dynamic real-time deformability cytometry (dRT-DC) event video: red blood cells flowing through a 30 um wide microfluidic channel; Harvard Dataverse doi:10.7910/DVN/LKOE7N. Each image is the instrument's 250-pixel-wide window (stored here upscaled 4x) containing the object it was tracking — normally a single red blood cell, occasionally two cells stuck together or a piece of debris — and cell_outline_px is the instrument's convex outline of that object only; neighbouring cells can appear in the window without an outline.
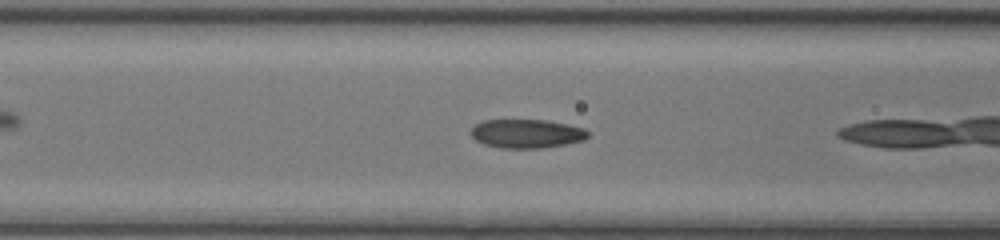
{"species": "common noctule bat (a hibernating species)", "species_latin": "Nyctalus noctula", "temperature_condition": "room temperature", "stored_images_in_passage": 4, "camera_frame_rate_fps": 3000, "um_per_image_px": 0.085, "animal": {"sex": "female", "body_mass_g": 17.0, "forearm_length_mm": 48.0}, "frame": {"image": 1, "passage_image": 3, "time_ms": 0.667, "image_size_px": [1000, 240], "cell_outline_px": [[588, 136], [584, 140], [568, 144], [544, 148], [500, 148], [484, 144], [476, 140], [468, 132], [476, 124], [484, 120], [544, 120], [568, 124], [584, 128], [588, 132]], "centroid_in_image_um": [44.76, 11.36], "position_along_channel_um": 121.8, "area_um2": 19.77}}